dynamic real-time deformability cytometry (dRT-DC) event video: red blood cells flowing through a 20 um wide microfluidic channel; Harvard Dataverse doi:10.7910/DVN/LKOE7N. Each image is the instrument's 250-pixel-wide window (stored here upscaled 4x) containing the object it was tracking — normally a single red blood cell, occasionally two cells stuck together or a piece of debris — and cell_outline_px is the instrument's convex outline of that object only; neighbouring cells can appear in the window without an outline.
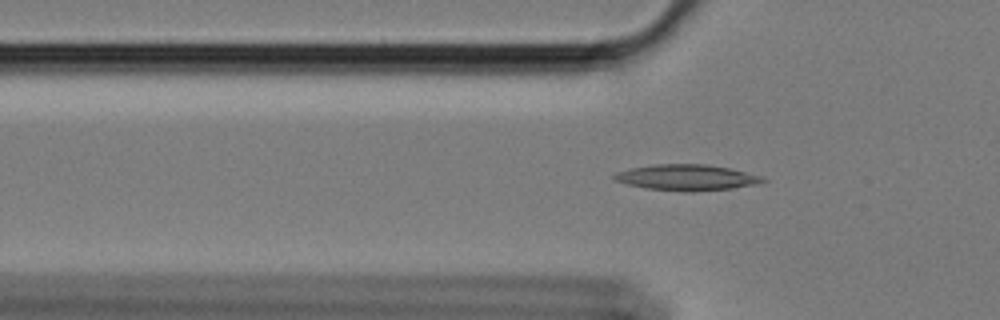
{"species": "Egyptian fruit bat (a non-hibernating species)", "species_latin": "Rousettus aegyptiacus", "temperature_condition": "cold", "stored_images_in_passage": 51, "camera_frame_rate_fps": 3000, "um_per_image_px": 0.085, "animal": {"sex": "female"}, "frame": {"image": 1, "passage_image": 13, "time_ms": 4.0, "image_size_px": [1000, 320], "cell_outline_px": [[768, 180], [752, 184], [732, 188], [692, 192], [684, 192], [648, 188], [628, 184], [612, 180], [612, 176], [616, 172], [632, 168], [656, 164], [708, 164], [732, 168], [760, 176]], "centroid_in_image_um": [58.34, 15.08], "position_along_channel_um": 67.5, "area_um2": 22.31}}
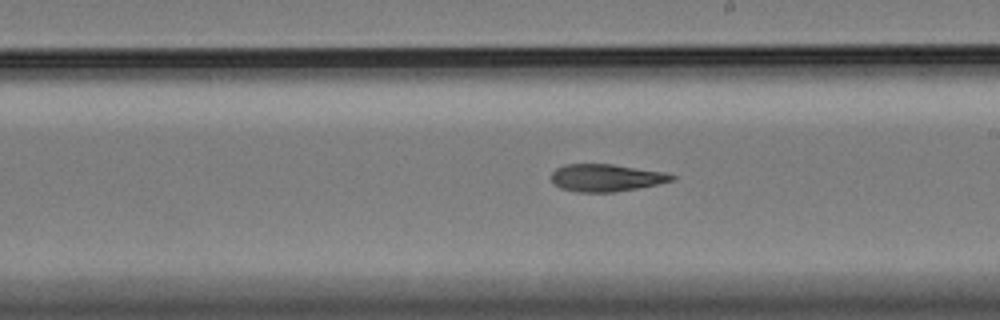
{"frame": {"image": 2, "passage_image": 28, "time_ms": 9.0, "image_size_px": [1000, 320], "cell_outline_px": [[676, 176], [672, 180], [660, 184], [612, 192], [576, 192], [560, 188], [552, 184], [552, 172], [556, 168], [564, 164], [612, 164], [664, 172]], "centroid_in_image_um": [51.48, 15.11], "position_along_channel_um": 237.5, "area_um2": 19.19}}
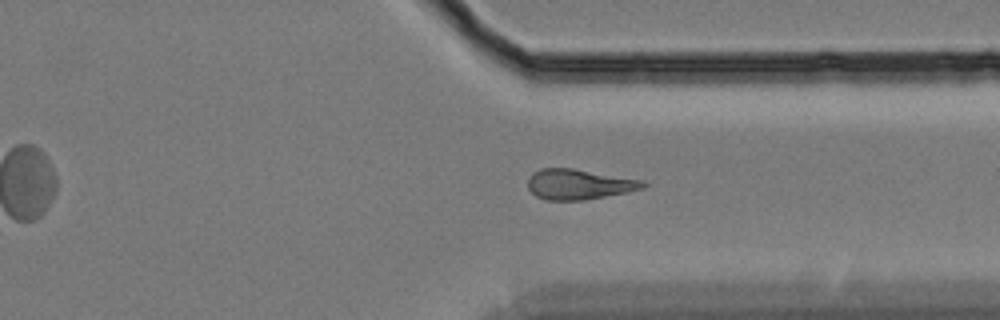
{"frame": {"image": 3, "passage_image": 39, "time_ms": 12.667, "image_size_px": [1000, 320], "cell_outline_px": [[648, 184], [644, 188], [584, 200], [544, 200], [536, 196], [528, 188], [528, 176], [532, 172], [540, 168], [572, 168], [644, 180]], "centroid_in_image_um": [49.18, 15.65], "position_along_channel_um": 362.2, "area_um2": 20.35}}